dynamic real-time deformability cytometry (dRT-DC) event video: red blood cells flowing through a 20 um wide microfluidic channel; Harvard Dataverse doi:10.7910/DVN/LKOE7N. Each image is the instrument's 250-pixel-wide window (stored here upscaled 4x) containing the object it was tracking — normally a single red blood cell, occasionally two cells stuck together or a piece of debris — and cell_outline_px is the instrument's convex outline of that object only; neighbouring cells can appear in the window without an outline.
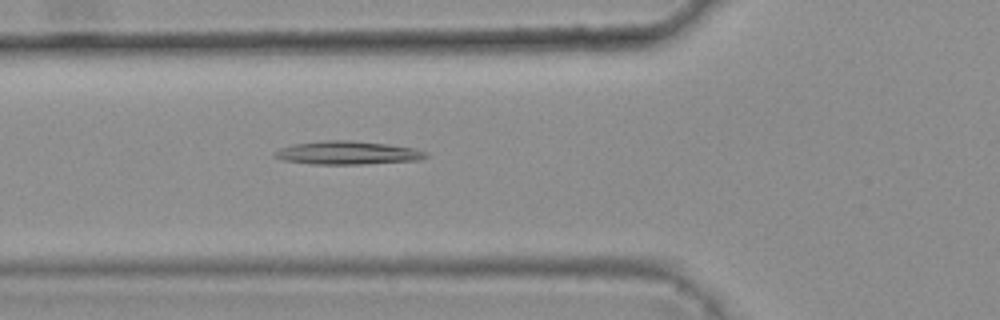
{"species": "common noctule bat (a hibernating species)", "species_latin": "Nyctalus noctula", "temperature_condition": "warm", "stored_images_in_passage": 3, "camera_frame_rate_fps": 3000, "um_per_image_px": 0.085, "animal": {"sex": "female", "body_mass_g": 25.1}, "frame": {"image": 1, "passage_image": 3, "time_ms": 0.667, "image_size_px": [1000, 320], "cell_outline_px": [[428, 156], [420, 160], [360, 164], [312, 164], [280, 160], [272, 156], [272, 152], [280, 148], [292, 144], [324, 140], [352, 140], [388, 144], [416, 148], [428, 152]], "centroid_in_image_um": [29.51, 12.98], "position_along_channel_um": 96.3, "area_um2": 20.87}}